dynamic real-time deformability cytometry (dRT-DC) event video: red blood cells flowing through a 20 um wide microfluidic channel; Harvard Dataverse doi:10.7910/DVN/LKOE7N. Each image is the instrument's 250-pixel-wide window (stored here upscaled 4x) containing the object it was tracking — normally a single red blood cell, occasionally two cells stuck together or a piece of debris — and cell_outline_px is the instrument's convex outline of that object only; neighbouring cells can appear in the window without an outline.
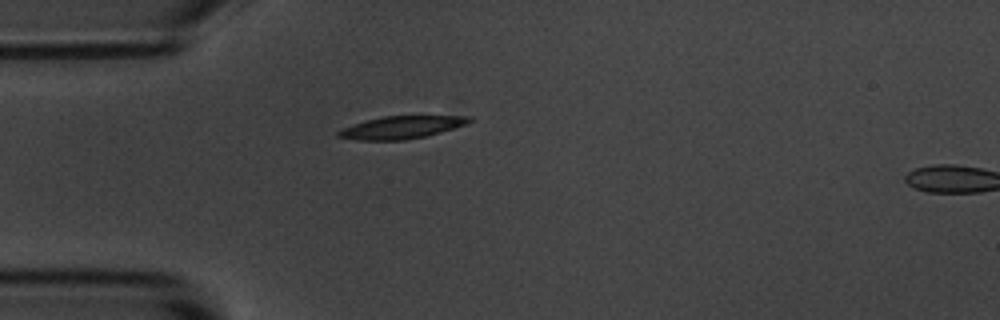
{"species": "common noctule bat (a hibernating species)", "species_latin": "Nyctalus noctula", "temperature_condition": "room temperature", "stored_images_in_passage": 2, "segment_of_instrument_passage": [1, 2], "camera_frame_rate_fps": 3000, "um_per_image_px": 0.085, "animal": {"sex": "male", "body_mass_g": 20.1, "forearm_length_mm": 53.5}, "frame": {"image": 1, "passage_image": 1, "time_ms": 0.0, "image_size_px": [1000, 320], "cell_outline_px": [[472, 120], [464, 124], [440, 132], [424, 136], [404, 140], [360, 140], [336, 136], [336, 132], [340, 128], [368, 120], [384, 116], [472, 116]], "centroid_in_image_um": [34.07, 10.82], "position_along_channel_um": 50.9, "area_um2": 16.88}}